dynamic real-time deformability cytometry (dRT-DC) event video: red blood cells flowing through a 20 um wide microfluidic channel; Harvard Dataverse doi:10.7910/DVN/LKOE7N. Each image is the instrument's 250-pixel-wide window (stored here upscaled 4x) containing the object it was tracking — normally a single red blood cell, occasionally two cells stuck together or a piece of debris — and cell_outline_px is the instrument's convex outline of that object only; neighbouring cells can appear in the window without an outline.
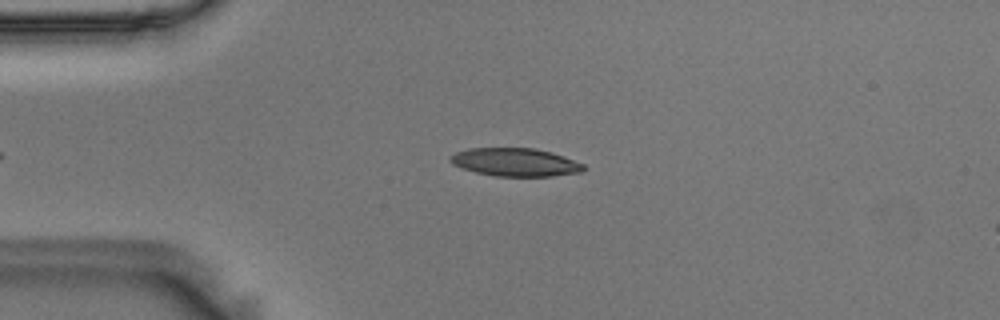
{"species": "Egyptian fruit bat (a non-hibernating species)", "species_latin": "Rousettus aegyptiacus", "temperature_condition": "room temperature", "stored_images_in_passage": 41, "camera_frame_rate_fps": 3000, "um_per_image_px": 0.085, "animal": {"sex": "male"}, "frame": {"image": 1, "passage_image": 4, "time_ms": 1.0, "image_size_px": [1000, 320], "cell_outline_px": [[584, 172], [552, 176], [496, 176], [476, 172], [452, 164], [448, 160], [448, 156], [456, 152], [468, 148], [536, 148], [552, 152], [564, 156], [584, 164]], "centroid_in_image_um": [43.8, 13.78], "position_along_channel_um": 41.2, "area_um2": 21.96}}
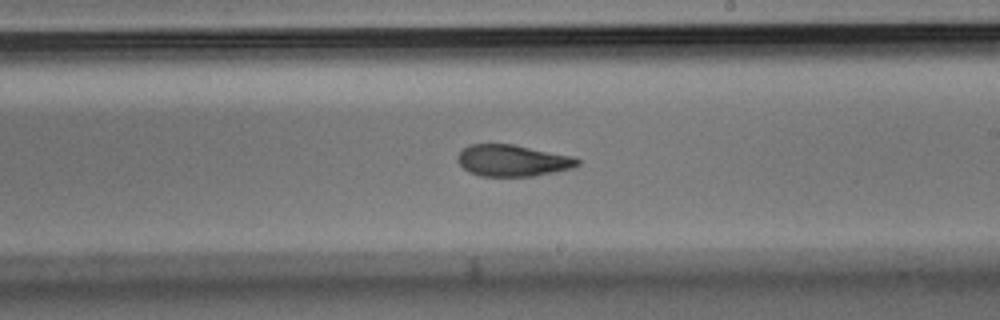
{"frame": {"image": 2, "passage_image": 23, "time_ms": 7.333, "image_size_px": [1000, 320], "cell_outline_px": [[580, 164], [572, 168], [556, 172], [532, 176], [480, 176], [468, 172], [456, 160], [456, 156], [468, 144], [512, 144], [576, 156], [580, 160]], "centroid_in_image_um": [43.59, 13.64], "position_along_channel_um": 245.4, "area_um2": 22.31}}
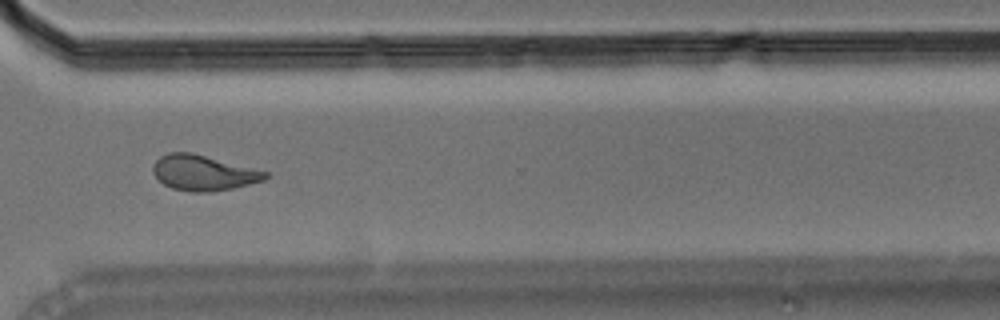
{"frame": {"image": 3, "passage_image": 32, "time_ms": 10.333, "image_size_px": [1000, 320], "cell_outline_px": [[268, 176], [264, 180], [232, 188], [208, 192], [192, 192], [172, 188], [164, 184], [152, 172], [152, 164], [160, 156], [168, 152], [192, 152], [268, 172]], "centroid_in_image_um": [17.25, 14.68], "position_along_channel_um": 353.4, "area_um2": 23.0}, "authors_computed_cell_mechanics": {"area_um2": 22.4842, "velocity_mm_per_s": 3.5994, "shape_relaxation_time_tau1_ms": 5.9082, "shape_relaxation_time_tau2_ms": 3.1929, "deformation_change_tau1": 0.1841, "deformation_change_tau2": 0.1047}}